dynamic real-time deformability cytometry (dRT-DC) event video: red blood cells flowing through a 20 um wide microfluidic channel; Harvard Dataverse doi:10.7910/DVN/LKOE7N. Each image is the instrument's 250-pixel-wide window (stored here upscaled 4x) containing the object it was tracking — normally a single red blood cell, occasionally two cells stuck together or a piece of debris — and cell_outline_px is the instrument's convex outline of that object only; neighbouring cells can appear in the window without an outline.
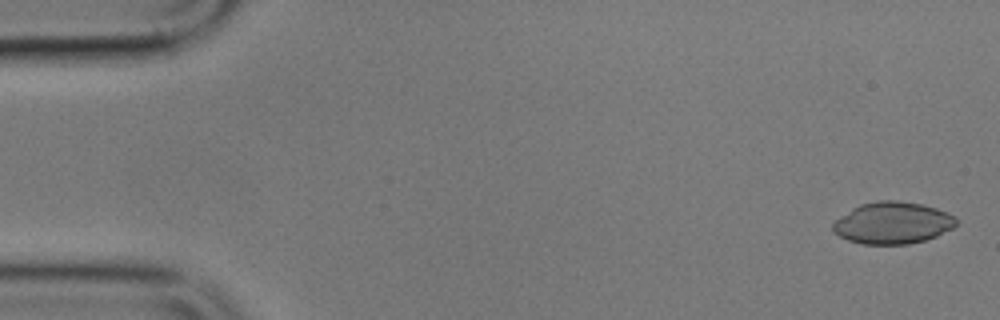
{"species": "common noctule bat (a hibernating species)", "species_latin": "Nyctalus noctula", "temperature_condition": "cold", "stored_images_in_passage": 4, "camera_frame_rate_fps": 3000, "um_per_image_px": 0.085, "animal": {"sex": "male", "body_mass_g": 17.9}, "frame": {"image": 1, "passage_image": 1, "time_ms": 0.0, "image_size_px": [1000, 320], "cell_outline_px": [[956, 224], [952, 228], [936, 236], [924, 240], [908, 244], [864, 244], [848, 240], [840, 236], [832, 228], [832, 224], [840, 216], [852, 208], [860, 204], [876, 200], [896, 200], [920, 204], [936, 208], [948, 212], [956, 216]], "centroid_in_image_um": [75.87, 18.94], "position_along_channel_um": 9.1, "area_um2": 30.0}}